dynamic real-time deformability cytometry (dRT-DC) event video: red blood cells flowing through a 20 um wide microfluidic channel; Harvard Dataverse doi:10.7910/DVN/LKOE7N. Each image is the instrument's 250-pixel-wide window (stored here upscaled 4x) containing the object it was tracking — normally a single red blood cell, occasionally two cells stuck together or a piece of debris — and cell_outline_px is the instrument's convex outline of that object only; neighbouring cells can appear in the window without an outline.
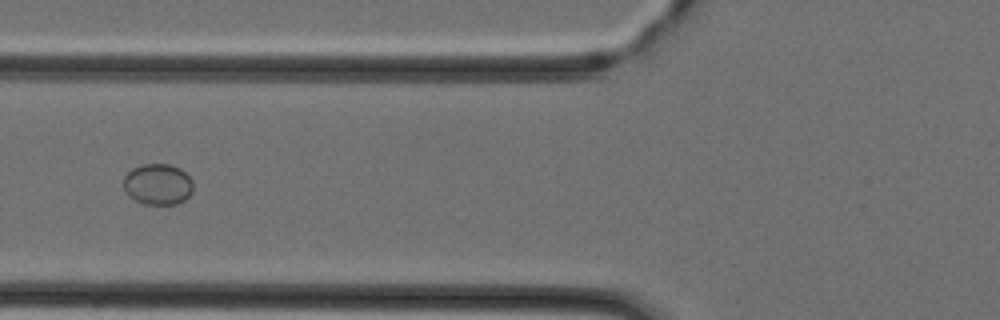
{"species": "Egyptian fruit bat (a non-hibernating species)", "species_latin": "Rousettus aegyptiacus", "temperature_condition": "cold", "stored_images_in_passage": 46, "camera_frame_rate_fps": 3000, "um_per_image_px": 0.085, "animal": {"sex": "female"}, "frame": {"image": 1, "passage_image": 18, "time_ms": 5.667, "image_size_px": [1000, 320], "cell_outline_px": [[192, 192], [184, 200], [176, 204], [140, 204], [132, 200], [128, 196], [124, 188], [124, 176], [132, 168], [140, 164], [168, 164], [180, 168], [192, 180]], "centroid_in_image_um": [13.38, 15.67], "position_along_channel_um": 112.4, "area_um2": 16.82}}
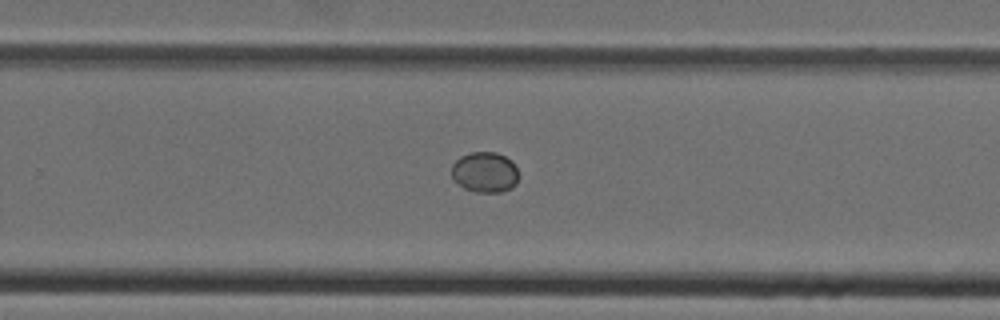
{"frame": {"image": 2, "passage_image": 30, "time_ms": 9.667, "image_size_px": [1000, 320], "cell_outline_px": [[516, 184], [512, 188], [504, 192], [476, 192], [464, 188], [452, 180], [452, 164], [460, 156], [468, 152], [496, 152], [512, 160], [516, 168]], "centroid_in_image_um": [41.18, 14.64], "position_along_channel_um": 288.6, "area_um2": 15.95}}
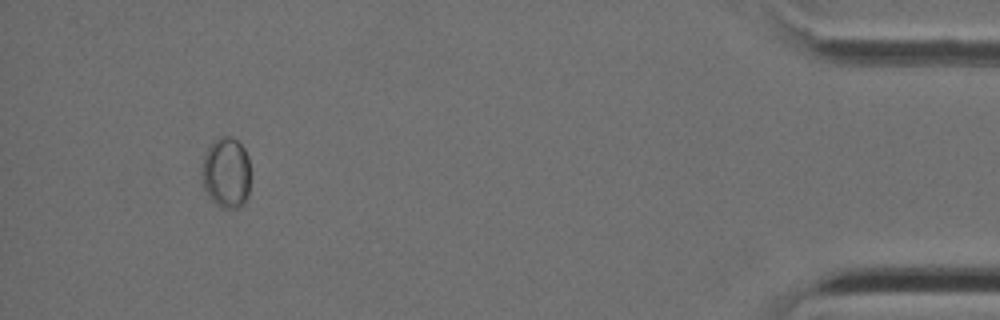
{"frame": {"image": 3, "passage_image": 43, "time_ms": 14.0, "image_size_px": [1000, 320], "cell_outline_px": [[248, 196], [244, 204], [240, 208], [220, 208], [208, 196], [204, 188], [200, 176], [200, 172], [204, 156], [208, 148], [220, 136], [232, 136], [244, 148], [248, 156]], "centroid_in_image_um": [19.2, 14.71], "position_along_channel_um": 416.0, "area_um2": 20.17}}